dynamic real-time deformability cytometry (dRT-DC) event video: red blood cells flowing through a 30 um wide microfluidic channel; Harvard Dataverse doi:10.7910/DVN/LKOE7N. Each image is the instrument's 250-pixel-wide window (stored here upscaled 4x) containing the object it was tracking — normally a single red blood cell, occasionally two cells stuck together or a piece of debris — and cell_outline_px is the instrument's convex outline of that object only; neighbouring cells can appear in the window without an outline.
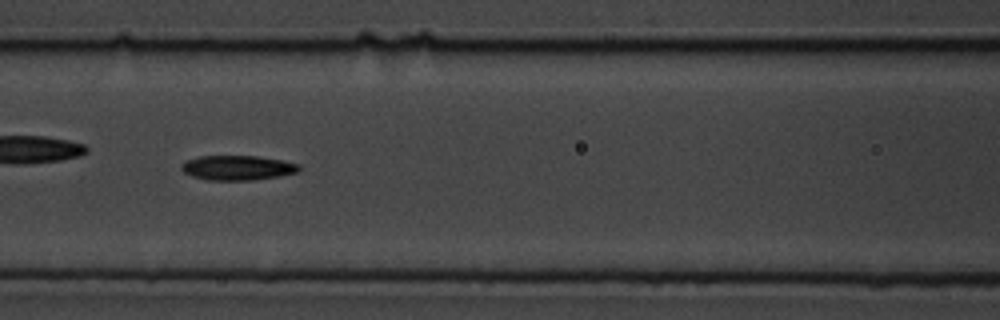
{"species": "common noctule bat (a hibernating species)", "species_latin": "Nyctalus noctula", "temperature_condition": "cold", "stored_images_in_passage": 61, "camera_frame_rate_fps": 3000, "um_per_image_px": 0.085, "animal": {"sex": "male", "body_mass_g": 19.5, "forearm_length_mm": 54.6}, "frame": {"image": 1, "passage_image": 27, "time_ms": 8.667, "image_size_px": [1000, 320], "cell_outline_px": [[300, 172], [280, 176], [252, 180], [208, 180], [192, 176], [184, 172], [180, 168], [180, 164], [188, 160], [200, 156], [256, 156], [280, 160], [300, 164]], "centroid_in_image_um": [20.2, 14.26], "position_along_channel_um": 146.4, "area_um2": 16.94}}
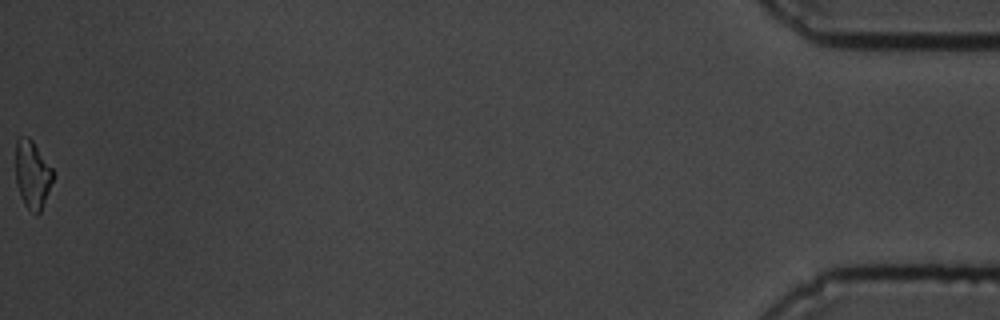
{"frame": {"image": 2, "passage_image": 61, "time_ms": 20.0, "image_size_px": [1000, 320], "cell_outline_px": [[52, 180], [48, 192], [40, 212], [36, 216], [24, 204], [20, 196], [16, 184], [16, 140], [20, 136], [28, 136], [32, 140], [52, 168]], "centroid_in_image_um": [2.72, 14.83], "position_along_channel_um": 432.5, "area_um2": 14.62}, "authors_computed_cell_mechanics": {"area_um2": 16.4152, "velocity_mm_per_s": 3.3734, "shape_relaxation_time_tau1_ms": 2.981, "shape_relaxation_time_tau2_ms": 5.786, "deformation_change_tau1": 0.1456, "deformation_change_tau2": 0.1377}}